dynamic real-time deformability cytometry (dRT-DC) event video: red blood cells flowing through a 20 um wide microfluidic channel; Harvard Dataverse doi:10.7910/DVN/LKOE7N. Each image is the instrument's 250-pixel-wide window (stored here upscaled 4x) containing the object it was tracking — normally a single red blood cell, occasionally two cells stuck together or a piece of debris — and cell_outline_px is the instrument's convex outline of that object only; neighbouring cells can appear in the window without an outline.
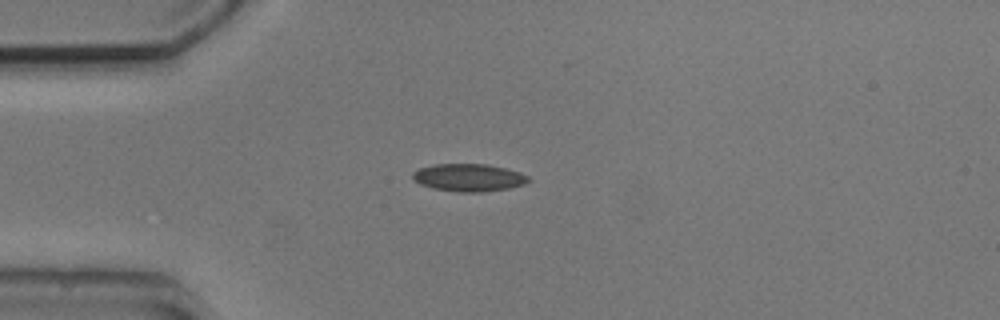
{"species": "common noctule bat (a hibernating species)", "species_latin": "Nyctalus noctula", "temperature_condition": "cold", "stored_images_in_passage": 3, "camera_frame_rate_fps": 3000, "um_per_image_px": 0.085, "animal": {"sex": "male", "body_mass_g": 20.5, "forearm_length_mm": 52.5}, "frame": {"image": 1, "passage_image": 1, "time_ms": 0.0, "image_size_px": [1000, 320], "cell_outline_px": [[532, 180], [524, 184], [508, 188], [484, 192], [460, 192], [432, 188], [420, 184], [412, 176], [412, 172], [420, 168], [436, 164], [484, 164], [504, 168], [520, 172], [528, 176]], "centroid_in_image_um": [39.86, 15.1], "position_along_channel_um": 45.1, "area_um2": 18.5}}
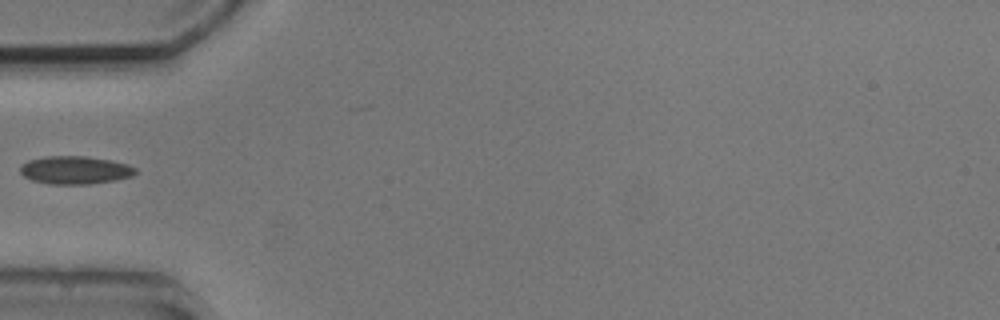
{"frame": {"image": 2, "passage_image": 2, "time_ms": 1.333, "image_size_px": [1000, 320], "cell_outline_px": [[136, 172], [132, 176], [112, 180], [88, 184], [48, 184], [32, 180], [24, 176], [20, 172], [20, 168], [28, 160], [48, 156], [88, 156], [112, 160], [128, 164], [136, 168]], "centroid_in_image_um": [6.39, 14.45], "position_along_channel_um": 78.6, "area_um2": 18.73}}